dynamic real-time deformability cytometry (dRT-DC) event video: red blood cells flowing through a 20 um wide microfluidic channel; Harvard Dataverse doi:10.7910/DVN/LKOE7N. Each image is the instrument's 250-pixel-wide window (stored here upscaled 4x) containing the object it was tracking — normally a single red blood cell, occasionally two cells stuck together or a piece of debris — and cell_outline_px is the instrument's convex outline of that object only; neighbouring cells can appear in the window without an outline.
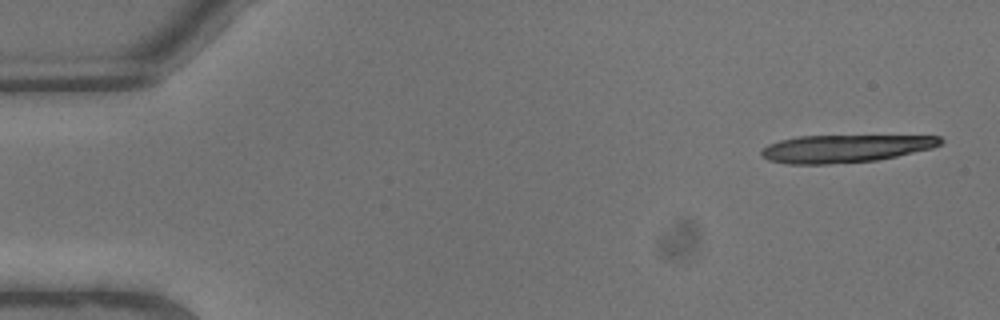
{"species": "common noctule bat (a hibernating species)", "species_latin": "Nyctalus noctula", "temperature_condition": "warm", "stored_images_in_passage": 9, "segment_of_instrument_passage": [1, 2], "camera_frame_rate_fps": 3000, "um_per_image_px": 0.085, "animal": {"sex": "male", "body_mass_g": 13.3}, "frame": {"image": 1, "passage_image": 1, "time_ms": 0.0, "image_size_px": [1000, 320], "cell_outline_px": [[944, 140], [940, 144], [932, 148], [896, 156], [876, 160], [828, 164], [788, 164], [768, 160], [760, 156], [760, 152], [768, 144], [780, 140], [796, 136], [940, 136]], "centroid_in_image_um": [71.78, 12.62], "position_along_channel_um": 13.2, "area_um2": 28.73}}